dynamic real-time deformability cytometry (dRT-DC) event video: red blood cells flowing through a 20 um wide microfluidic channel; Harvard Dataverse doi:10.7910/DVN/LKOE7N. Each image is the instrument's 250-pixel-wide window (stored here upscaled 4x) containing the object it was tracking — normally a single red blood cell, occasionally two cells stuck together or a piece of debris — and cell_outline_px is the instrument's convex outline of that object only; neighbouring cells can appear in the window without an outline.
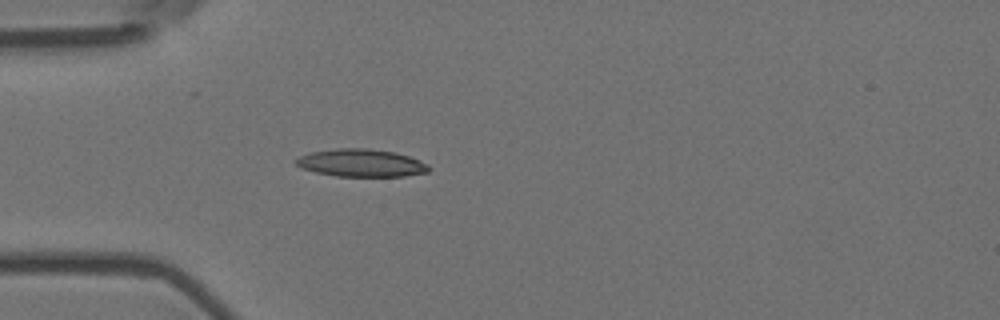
{"species": "Egyptian fruit bat (a non-hibernating species)", "species_latin": "Rousettus aegyptiacus", "temperature_condition": "room temperature", "stored_images_in_passage": 4, "camera_frame_rate_fps": 3000, "um_per_image_px": 0.085, "animal": {"sex": "female"}, "frame": {"image": 1, "passage_image": 4, "time_ms": 1.0, "image_size_px": [1000, 320], "cell_outline_px": [[432, 168], [428, 172], [404, 176], [336, 176], [316, 172], [300, 168], [292, 160], [300, 156], [312, 152], [336, 148], [368, 148], [396, 152], [420, 160], [428, 164]], "centroid_in_image_um": [30.71, 13.85], "position_along_channel_um": 54.3, "area_um2": 21.56}}